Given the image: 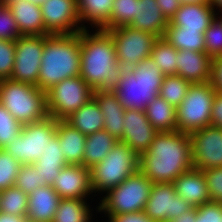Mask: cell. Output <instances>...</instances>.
<instances>
[{"label":"cell","instance_id":"83f0119b","mask_svg":"<svg viewBox=\"0 0 222 222\" xmlns=\"http://www.w3.org/2000/svg\"><path fill=\"white\" fill-rule=\"evenodd\" d=\"M65 120L84 135L104 129V117L94 98H91Z\"/></svg>","mask_w":222,"mask_h":222},{"label":"cell","instance_id":"2e32d148","mask_svg":"<svg viewBox=\"0 0 222 222\" xmlns=\"http://www.w3.org/2000/svg\"><path fill=\"white\" fill-rule=\"evenodd\" d=\"M61 199L91 198L90 169L83 165L64 166L51 185ZM90 196V197H89Z\"/></svg>","mask_w":222,"mask_h":222},{"label":"cell","instance_id":"f5cc1de1","mask_svg":"<svg viewBox=\"0 0 222 222\" xmlns=\"http://www.w3.org/2000/svg\"><path fill=\"white\" fill-rule=\"evenodd\" d=\"M181 4H206L211 5V0H180Z\"/></svg>","mask_w":222,"mask_h":222},{"label":"cell","instance_id":"4fadbf2b","mask_svg":"<svg viewBox=\"0 0 222 222\" xmlns=\"http://www.w3.org/2000/svg\"><path fill=\"white\" fill-rule=\"evenodd\" d=\"M193 207L175 192L173 183H153L144 213L155 222H168Z\"/></svg>","mask_w":222,"mask_h":222},{"label":"cell","instance_id":"44dd1931","mask_svg":"<svg viewBox=\"0 0 222 222\" xmlns=\"http://www.w3.org/2000/svg\"><path fill=\"white\" fill-rule=\"evenodd\" d=\"M60 197L52 186L37 188L28 195V222H52Z\"/></svg>","mask_w":222,"mask_h":222},{"label":"cell","instance_id":"7bdbcfd3","mask_svg":"<svg viewBox=\"0 0 222 222\" xmlns=\"http://www.w3.org/2000/svg\"><path fill=\"white\" fill-rule=\"evenodd\" d=\"M212 202L222 203V167L202 170Z\"/></svg>","mask_w":222,"mask_h":222},{"label":"cell","instance_id":"74e56055","mask_svg":"<svg viewBox=\"0 0 222 222\" xmlns=\"http://www.w3.org/2000/svg\"><path fill=\"white\" fill-rule=\"evenodd\" d=\"M23 125L0 103V149L20 135Z\"/></svg>","mask_w":222,"mask_h":222},{"label":"cell","instance_id":"ac0fdd59","mask_svg":"<svg viewBox=\"0 0 222 222\" xmlns=\"http://www.w3.org/2000/svg\"><path fill=\"white\" fill-rule=\"evenodd\" d=\"M177 75L191 84L210 82L212 58L206 52L178 50Z\"/></svg>","mask_w":222,"mask_h":222},{"label":"cell","instance_id":"8d00e7d4","mask_svg":"<svg viewBox=\"0 0 222 222\" xmlns=\"http://www.w3.org/2000/svg\"><path fill=\"white\" fill-rule=\"evenodd\" d=\"M205 52L213 59L222 56V15L218 14L204 32Z\"/></svg>","mask_w":222,"mask_h":222},{"label":"cell","instance_id":"f1b7e54d","mask_svg":"<svg viewBox=\"0 0 222 222\" xmlns=\"http://www.w3.org/2000/svg\"><path fill=\"white\" fill-rule=\"evenodd\" d=\"M145 113L150 124L157 132L177 131L176 108L156 96L146 107Z\"/></svg>","mask_w":222,"mask_h":222},{"label":"cell","instance_id":"c3c4849f","mask_svg":"<svg viewBox=\"0 0 222 222\" xmlns=\"http://www.w3.org/2000/svg\"><path fill=\"white\" fill-rule=\"evenodd\" d=\"M163 16L169 22L181 6L180 0H156Z\"/></svg>","mask_w":222,"mask_h":222},{"label":"cell","instance_id":"816d5d0a","mask_svg":"<svg viewBox=\"0 0 222 222\" xmlns=\"http://www.w3.org/2000/svg\"><path fill=\"white\" fill-rule=\"evenodd\" d=\"M20 0H0V5L1 6H6V7H11L13 4L19 2ZM28 1L30 3L36 4L38 6H41L44 2H46L47 0H25Z\"/></svg>","mask_w":222,"mask_h":222},{"label":"cell","instance_id":"681fc988","mask_svg":"<svg viewBox=\"0 0 222 222\" xmlns=\"http://www.w3.org/2000/svg\"><path fill=\"white\" fill-rule=\"evenodd\" d=\"M196 220V207H193L190 211L183 213L179 217L170 220L168 222H195Z\"/></svg>","mask_w":222,"mask_h":222},{"label":"cell","instance_id":"60d3db41","mask_svg":"<svg viewBox=\"0 0 222 222\" xmlns=\"http://www.w3.org/2000/svg\"><path fill=\"white\" fill-rule=\"evenodd\" d=\"M15 52V41L0 40V80L11 78L14 68Z\"/></svg>","mask_w":222,"mask_h":222},{"label":"cell","instance_id":"3957f363","mask_svg":"<svg viewBox=\"0 0 222 222\" xmlns=\"http://www.w3.org/2000/svg\"><path fill=\"white\" fill-rule=\"evenodd\" d=\"M80 48L79 32L45 35L37 87L46 92L64 79L79 76Z\"/></svg>","mask_w":222,"mask_h":222},{"label":"cell","instance_id":"7dc6e473","mask_svg":"<svg viewBox=\"0 0 222 222\" xmlns=\"http://www.w3.org/2000/svg\"><path fill=\"white\" fill-rule=\"evenodd\" d=\"M210 83L216 91L222 92V56L212 59Z\"/></svg>","mask_w":222,"mask_h":222},{"label":"cell","instance_id":"d6986e66","mask_svg":"<svg viewBox=\"0 0 222 222\" xmlns=\"http://www.w3.org/2000/svg\"><path fill=\"white\" fill-rule=\"evenodd\" d=\"M175 192L192 207L211 202L203 171L192 167L173 182Z\"/></svg>","mask_w":222,"mask_h":222},{"label":"cell","instance_id":"4316f807","mask_svg":"<svg viewBox=\"0 0 222 222\" xmlns=\"http://www.w3.org/2000/svg\"><path fill=\"white\" fill-rule=\"evenodd\" d=\"M82 29H103L109 19L114 0H76ZM90 24V27L85 25Z\"/></svg>","mask_w":222,"mask_h":222},{"label":"cell","instance_id":"bcb514c9","mask_svg":"<svg viewBox=\"0 0 222 222\" xmlns=\"http://www.w3.org/2000/svg\"><path fill=\"white\" fill-rule=\"evenodd\" d=\"M211 125L222 129V92L216 91L212 109H211Z\"/></svg>","mask_w":222,"mask_h":222},{"label":"cell","instance_id":"f907efd6","mask_svg":"<svg viewBox=\"0 0 222 222\" xmlns=\"http://www.w3.org/2000/svg\"><path fill=\"white\" fill-rule=\"evenodd\" d=\"M0 222H28L26 216H16L0 212Z\"/></svg>","mask_w":222,"mask_h":222},{"label":"cell","instance_id":"603a6c76","mask_svg":"<svg viewBox=\"0 0 222 222\" xmlns=\"http://www.w3.org/2000/svg\"><path fill=\"white\" fill-rule=\"evenodd\" d=\"M216 15L212 5L181 4L169 23L185 30H206Z\"/></svg>","mask_w":222,"mask_h":222},{"label":"cell","instance_id":"8fae6325","mask_svg":"<svg viewBox=\"0 0 222 222\" xmlns=\"http://www.w3.org/2000/svg\"><path fill=\"white\" fill-rule=\"evenodd\" d=\"M117 54V61L123 69H132L141 60L150 57L158 39L151 33L136 30L130 26L109 29Z\"/></svg>","mask_w":222,"mask_h":222},{"label":"cell","instance_id":"f35d334b","mask_svg":"<svg viewBox=\"0 0 222 222\" xmlns=\"http://www.w3.org/2000/svg\"><path fill=\"white\" fill-rule=\"evenodd\" d=\"M21 165L4 149H0V191L14 186Z\"/></svg>","mask_w":222,"mask_h":222},{"label":"cell","instance_id":"ab89813d","mask_svg":"<svg viewBox=\"0 0 222 222\" xmlns=\"http://www.w3.org/2000/svg\"><path fill=\"white\" fill-rule=\"evenodd\" d=\"M14 186L29 195L46 184L45 181H41L39 171H36L32 164H26L20 166Z\"/></svg>","mask_w":222,"mask_h":222},{"label":"cell","instance_id":"d4e9b609","mask_svg":"<svg viewBox=\"0 0 222 222\" xmlns=\"http://www.w3.org/2000/svg\"><path fill=\"white\" fill-rule=\"evenodd\" d=\"M9 9L21 35H50L45 30L40 6L20 0Z\"/></svg>","mask_w":222,"mask_h":222},{"label":"cell","instance_id":"ba28073f","mask_svg":"<svg viewBox=\"0 0 222 222\" xmlns=\"http://www.w3.org/2000/svg\"><path fill=\"white\" fill-rule=\"evenodd\" d=\"M216 89L210 82L191 84L176 108L179 131L190 134L211 125V109Z\"/></svg>","mask_w":222,"mask_h":222},{"label":"cell","instance_id":"8992f818","mask_svg":"<svg viewBox=\"0 0 222 222\" xmlns=\"http://www.w3.org/2000/svg\"><path fill=\"white\" fill-rule=\"evenodd\" d=\"M139 171V155L128 145L117 141L108 155L90 168L93 193L105 194Z\"/></svg>","mask_w":222,"mask_h":222},{"label":"cell","instance_id":"e0dca14e","mask_svg":"<svg viewBox=\"0 0 222 222\" xmlns=\"http://www.w3.org/2000/svg\"><path fill=\"white\" fill-rule=\"evenodd\" d=\"M123 121L122 142L141 155L150 147L158 132L148 121L145 110H125Z\"/></svg>","mask_w":222,"mask_h":222},{"label":"cell","instance_id":"1f68e13d","mask_svg":"<svg viewBox=\"0 0 222 222\" xmlns=\"http://www.w3.org/2000/svg\"><path fill=\"white\" fill-rule=\"evenodd\" d=\"M92 211L86 199H60L52 222H93Z\"/></svg>","mask_w":222,"mask_h":222},{"label":"cell","instance_id":"277c9868","mask_svg":"<svg viewBox=\"0 0 222 222\" xmlns=\"http://www.w3.org/2000/svg\"><path fill=\"white\" fill-rule=\"evenodd\" d=\"M164 77L160 68L148 57L132 69H124L113 92L125 110H145L159 95Z\"/></svg>","mask_w":222,"mask_h":222},{"label":"cell","instance_id":"f6af8a7d","mask_svg":"<svg viewBox=\"0 0 222 222\" xmlns=\"http://www.w3.org/2000/svg\"><path fill=\"white\" fill-rule=\"evenodd\" d=\"M107 218L108 222H155L146 216L144 211L112 215L111 217Z\"/></svg>","mask_w":222,"mask_h":222},{"label":"cell","instance_id":"cb8c5ba5","mask_svg":"<svg viewBox=\"0 0 222 222\" xmlns=\"http://www.w3.org/2000/svg\"><path fill=\"white\" fill-rule=\"evenodd\" d=\"M56 133L65 161L71 165H83L87 135L82 134L66 120H56Z\"/></svg>","mask_w":222,"mask_h":222},{"label":"cell","instance_id":"7402d4cb","mask_svg":"<svg viewBox=\"0 0 222 222\" xmlns=\"http://www.w3.org/2000/svg\"><path fill=\"white\" fill-rule=\"evenodd\" d=\"M129 26L162 38L168 27V21L163 16L156 0H136L135 19Z\"/></svg>","mask_w":222,"mask_h":222},{"label":"cell","instance_id":"5bb4252c","mask_svg":"<svg viewBox=\"0 0 222 222\" xmlns=\"http://www.w3.org/2000/svg\"><path fill=\"white\" fill-rule=\"evenodd\" d=\"M193 167L200 170L222 167V129L213 125L189 134Z\"/></svg>","mask_w":222,"mask_h":222},{"label":"cell","instance_id":"7c38bea8","mask_svg":"<svg viewBox=\"0 0 222 222\" xmlns=\"http://www.w3.org/2000/svg\"><path fill=\"white\" fill-rule=\"evenodd\" d=\"M44 41L45 35H21L15 40L12 80L37 86Z\"/></svg>","mask_w":222,"mask_h":222},{"label":"cell","instance_id":"30bf717a","mask_svg":"<svg viewBox=\"0 0 222 222\" xmlns=\"http://www.w3.org/2000/svg\"><path fill=\"white\" fill-rule=\"evenodd\" d=\"M94 90L79 76L58 82L46 91L47 114L65 120L93 98Z\"/></svg>","mask_w":222,"mask_h":222},{"label":"cell","instance_id":"d590c367","mask_svg":"<svg viewBox=\"0 0 222 222\" xmlns=\"http://www.w3.org/2000/svg\"><path fill=\"white\" fill-rule=\"evenodd\" d=\"M136 0H114L107 25L102 29L108 31L122 26H129L135 19Z\"/></svg>","mask_w":222,"mask_h":222},{"label":"cell","instance_id":"d6a6232c","mask_svg":"<svg viewBox=\"0 0 222 222\" xmlns=\"http://www.w3.org/2000/svg\"><path fill=\"white\" fill-rule=\"evenodd\" d=\"M177 52L178 50L162 37L156 40L150 57L160 68L164 76L176 75Z\"/></svg>","mask_w":222,"mask_h":222},{"label":"cell","instance_id":"ee69618b","mask_svg":"<svg viewBox=\"0 0 222 222\" xmlns=\"http://www.w3.org/2000/svg\"><path fill=\"white\" fill-rule=\"evenodd\" d=\"M195 222H222V203L211 201L196 207Z\"/></svg>","mask_w":222,"mask_h":222},{"label":"cell","instance_id":"6da1fadb","mask_svg":"<svg viewBox=\"0 0 222 222\" xmlns=\"http://www.w3.org/2000/svg\"><path fill=\"white\" fill-rule=\"evenodd\" d=\"M192 167L190 136L179 130L158 132L150 147L139 155V171L153 183H173Z\"/></svg>","mask_w":222,"mask_h":222},{"label":"cell","instance_id":"4dcf8cb0","mask_svg":"<svg viewBox=\"0 0 222 222\" xmlns=\"http://www.w3.org/2000/svg\"><path fill=\"white\" fill-rule=\"evenodd\" d=\"M205 30H185L180 26L171 25L165 31V38L177 50H193L205 52Z\"/></svg>","mask_w":222,"mask_h":222},{"label":"cell","instance_id":"484cf974","mask_svg":"<svg viewBox=\"0 0 222 222\" xmlns=\"http://www.w3.org/2000/svg\"><path fill=\"white\" fill-rule=\"evenodd\" d=\"M32 165L36 171H39L41 181H45L46 185L51 186L60 170L67 165L65 157L60 150L57 133L47 144L44 151H42L41 157Z\"/></svg>","mask_w":222,"mask_h":222},{"label":"cell","instance_id":"ffe728a7","mask_svg":"<svg viewBox=\"0 0 222 222\" xmlns=\"http://www.w3.org/2000/svg\"><path fill=\"white\" fill-rule=\"evenodd\" d=\"M93 98L103 114L104 130L122 142L125 109L119 102L117 95L113 91L95 90Z\"/></svg>","mask_w":222,"mask_h":222},{"label":"cell","instance_id":"52a82bcc","mask_svg":"<svg viewBox=\"0 0 222 222\" xmlns=\"http://www.w3.org/2000/svg\"><path fill=\"white\" fill-rule=\"evenodd\" d=\"M152 186L153 182L138 171L107 191L96 205V211L105 217L144 211Z\"/></svg>","mask_w":222,"mask_h":222},{"label":"cell","instance_id":"f546056e","mask_svg":"<svg viewBox=\"0 0 222 222\" xmlns=\"http://www.w3.org/2000/svg\"><path fill=\"white\" fill-rule=\"evenodd\" d=\"M117 141L104 129L87 135L83 154V166L90 169L95 164H98L108 155Z\"/></svg>","mask_w":222,"mask_h":222},{"label":"cell","instance_id":"db71d44e","mask_svg":"<svg viewBox=\"0 0 222 222\" xmlns=\"http://www.w3.org/2000/svg\"><path fill=\"white\" fill-rule=\"evenodd\" d=\"M211 5L215 10H217V14L219 13L222 15V0H211Z\"/></svg>","mask_w":222,"mask_h":222},{"label":"cell","instance_id":"5b68a950","mask_svg":"<svg viewBox=\"0 0 222 222\" xmlns=\"http://www.w3.org/2000/svg\"><path fill=\"white\" fill-rule=\"evenodd\" d=\"M0 103L22 125L41 121L48 116L46 92L11 78L0 80Z\"/></svg>","mask_w":222,"mask_h":222},{"label":"cell","instance_id":"9a60e30c","mask_svg":"<svg viewBox=\"0 0 222 222\" xmlns=\"http://www.w3.org/2000/svg\"><path fill=\"white\" fill-rule=\"evenodd\" d=\"M45 30L50 34H75L82 29L76 0H47L41 6Z\"/></svg>","mask_w":222,"mask_h":222},{"label":"cell","instance_id":"b9f144b4","mask_svg":"<svg viewBox=\"0 0 222 222\" xmlns=\"http://www.w3.org/2000/svg\"><path fill=\"white\" fill-rule=\"evenodd\" d=\"M19 36L20 31L10 9L0 5V40L15 41Z\"/></svg>","mask_w":222,"mask_h":222},{"label":"cell","instance_id":"7a4b0ae2","mask_svg":"<svg viewBox=\"0 0 222 222\" xmlns=\"http://www.w3.org/2000/svg\"><path fill=\"white\" fill-rule=\"evenodd\" d=\"M79 37L80 77L94 91H114L124 69L117 61L111 34L102 29H83L79 32Z\"/></svg>","mask_w":222,"mask_h":222},{"label":"cell","instance_id":"836d02e7","mask_svg":"<svg viewBox=\"0 0 222 222\" xmlns=\"http://www.w3.org/2000/svg\"><path fill=\"white\" fill-rule=\"evenodd\" d=\"M28 194L16 186L4 189L0 193V212L16 216H26Z\"/></svg>","mask_w":222,"mask_h":222},{"label":"cell","instance_id":"e575fe53","mask_svg":"<svg viewBox=\"0 0 222 222\" xmlns=\"http://www.w3.org/2000/svg\"><path fill=\"white\" fill-rule=\"evenodd\" d=\"M190 85V82L177 74L165 76L159 95L169 104L177 108L184 100Z\"/></svg>","mask_w":222,"mask_h":222},{"label":"cell","instance_id":"9c48e42d","mask_svg":"<svg viewBox=\"0 0 222 222\" xmlns=\"http://www.w3.org/2000/svg\"><path fill=\"white\" fill-rule=\"evenodd\" d=\"M56 135V120L47 116L45 119L23 125L20 135L14 138L4 150L22 165L36 162L42 151Z\"/></svg>","mask_w":222,"mask_h":222}]
</instances>
